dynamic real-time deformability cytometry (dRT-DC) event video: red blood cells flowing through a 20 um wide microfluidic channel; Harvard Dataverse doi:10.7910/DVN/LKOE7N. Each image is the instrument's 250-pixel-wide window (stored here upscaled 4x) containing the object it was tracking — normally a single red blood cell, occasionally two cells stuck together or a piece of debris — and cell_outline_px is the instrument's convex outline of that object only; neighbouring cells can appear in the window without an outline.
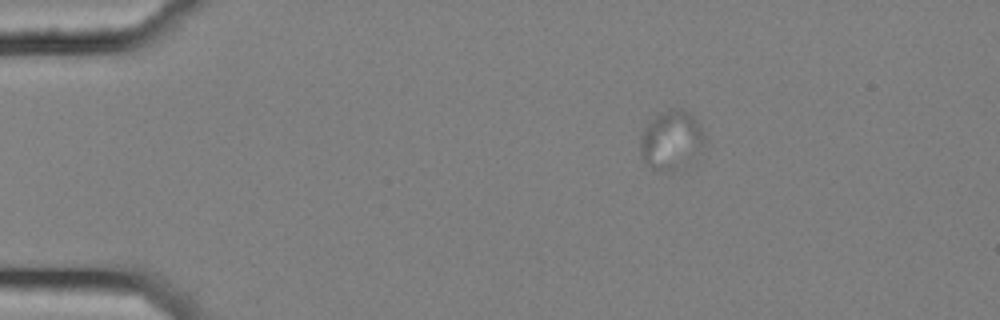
{"species": "common noctule bat (a hibernating species)", "species_latin": "Nyctalus noctula", "temperature_condition": "cold", "stored_images_in_passage": 3, "camera_frame_rate_fps": 3000, "um_per_image_px": 0.085, "animal": {"sex": "female", "body_mass_g": 25.1}, "frame": {"image": 1, "passage_image": 1, "time_ms": 0.0, "image_size_px": [1000, 320], "cell_outline_px": [[704, 144], [660, 168], [656, 168], [648, 164], [640, 156], [640, 132], [656, 116], [672, 108], [684, 108], [700, 124], [704, 136]], "centroid_in_image_um": [56.95, 11.68], "position_along_channel_um": 28.0, "area_um2": 19.48}}